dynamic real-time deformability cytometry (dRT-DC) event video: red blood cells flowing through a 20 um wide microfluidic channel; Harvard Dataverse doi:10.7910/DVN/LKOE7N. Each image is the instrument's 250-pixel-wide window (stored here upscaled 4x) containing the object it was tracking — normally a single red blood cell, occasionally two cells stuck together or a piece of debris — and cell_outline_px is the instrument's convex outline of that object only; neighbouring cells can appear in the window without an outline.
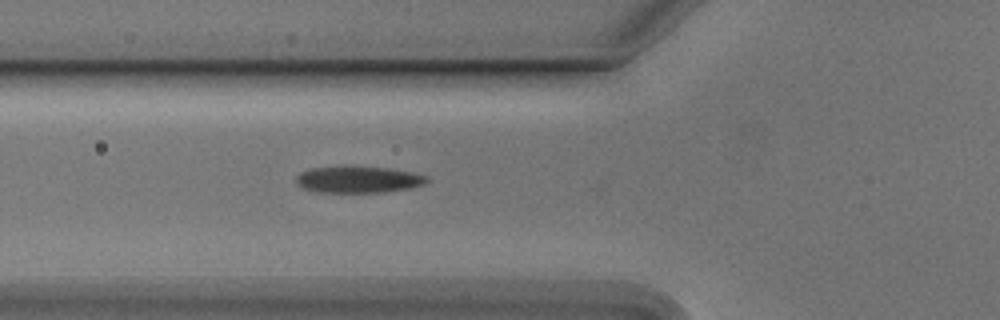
{"species": "Egyptian fruit bat (a non-hibernating species)", "species_latin": "Rousettus aegyptiacus", "temperature_condition": "cold", "stored_images_in_passage": 21, "camera_frame_rate_fps": 3000, "um_per_image_px": 0.085, "animal": {"sex": "male"}, "frame": {"image": 1, "passage_image": 2, "time_ms": 0.333, "image_size_px": [1000, 320], "cell_outline_px": [[428, 180], [424, 184], [412, 188], [384, 192], [316, 192], [304, 188], [296, 184], [296, 176], [300, 172], [312, 168], [344, 164], [352, 164], [388, 168], [412, 172], [428, 176]], "centroid_in_image_um": [30.43, 15.22], "position_along_channel_um": 95.4, "area_um2": 20.98}}
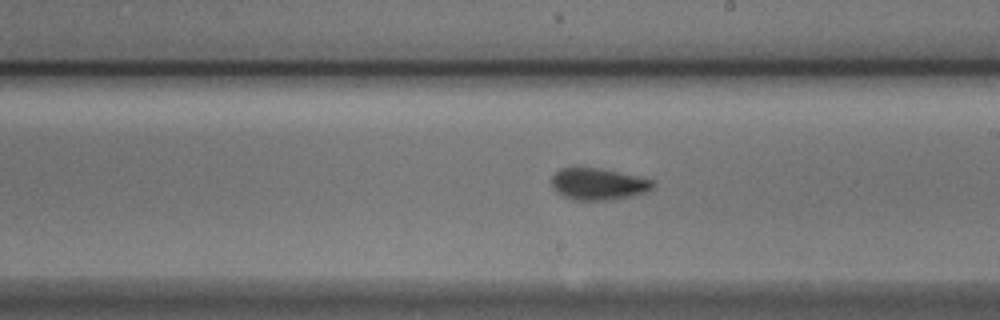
{"frame": {"image": 2, "passage_image": 10, "time_ms": 3.0, "image_size_px": [1000, 320], "cell_outline_px": [[656, 184], [648, 192], [636, 196], [612, 200], [572, 200], [556, 192], [552, 188], [552, 176], [560, 168], [576, 164], [600, 168], [640, 176], [652, 180]], "centroid_in_image_um": [50.85, 15.61], "position_along_channel_um": 238.2, "area_um2": 19.65}}
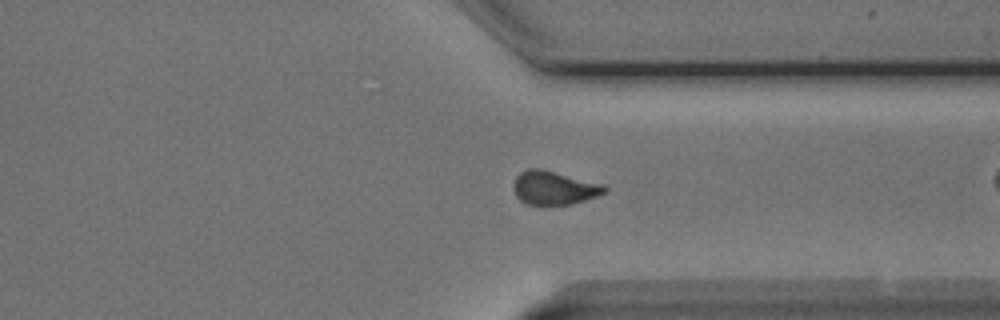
{"frame": {"image": 3, "passage_image": 20, "time_ms": 6.333, "image_size_px": [1000, 320], "cell_outline_px": [[608, 192], [572, 204], [528, 204], [520, 200], [516, 196], [512, 188], [512, 184], [516, 176], [520, 172], [528, 168], [540, 168], [604, 184], [608, 188]], "centroid_in_image_um": [47.08, 15.95], "position_along_channel_um": 364.3, "area_um2": 17.92}}